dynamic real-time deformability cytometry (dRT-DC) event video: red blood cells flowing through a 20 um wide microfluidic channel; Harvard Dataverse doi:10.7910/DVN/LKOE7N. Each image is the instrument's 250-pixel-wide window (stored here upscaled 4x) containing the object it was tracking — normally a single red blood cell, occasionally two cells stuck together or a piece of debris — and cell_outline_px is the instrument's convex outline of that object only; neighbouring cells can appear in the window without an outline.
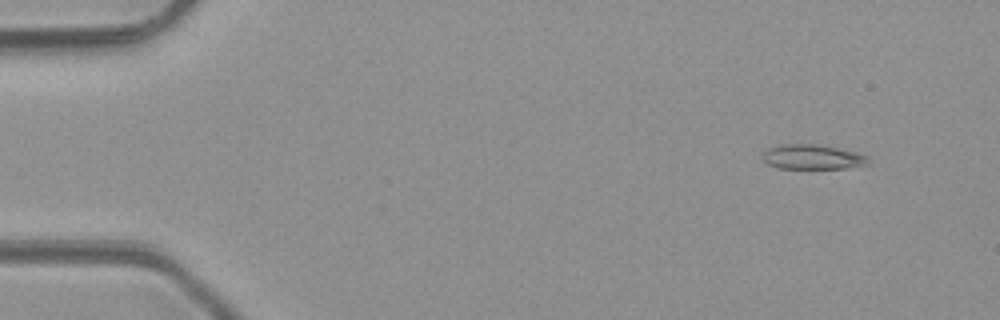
{"species": "common noctule bat (a hibernating species)", "species_latin": "Nyctalus noctula", "temperature_condition": "room temperature", "stored_images_in_passage": 5, "camera_frame_rate_fps": 3000, "um_per_image_px": 0.085, "animal": {"sex": "male", "body_mass_g": 23.1, "forearm_length_mm": 52.7}, "frame": {"image": 1, "passage_image": 2, "time_ms": 1.333, "image_size_px": [1000, 320], "cell_outline_px": [[868, 164], [844, 168], [780, 168], [768, 164], [760, 156], [768, 148], [776, 144], [816, 144], [856, 152], [868, 156]], "centroid_in_image_um": [69.01, 13.33], "position_along_channel_um": 16.0, "area_um2": 15.14}}